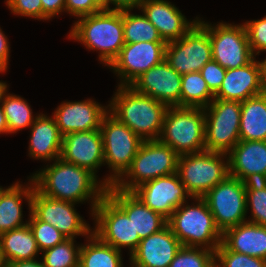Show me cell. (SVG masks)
Instances as JSON below:
<instances>
[{
	"mask_svg": "<svg viewBox=\"0 0 266 267\" xmlns=\"http://www.w3.org/2000/svg\"><path fill=\"white\" fill-rule=\"evenodd\" d=\"M96 226L92 230L102 242L121 251L128 247L130 255L140 243L139 235H135L132 221L127 214L105 194L91 214Z\"/></svg>",
	"mask_w": 266,
	"mask_h": 267,
	"instance_id": "7c38bea8",
	"label": "cell"
},
{
	"mask_svg": "<svg viewBox=\"0 0 266 267\" xmlns=\"http://www.w3.org/2000/svg\"><path fill=\"white\" fill-rule=\"evenodd\" d=\"M240 140L266 141V94L241 102Z\"/></svg>",
	"mask_w": 266,
	"mask_h": 267,
	"instance_id": "83f0119b",
	"label": "cell"
},
{
	"mask_svg": "<svg viewBox=\"0 0 266 267\" xmlns=\"http://www.w3.org/2000/svg\"><path fill=\"white\" fill-rule=\"evenodd\" d=\"M102 9L97 0H65V12L76 18L100 12Z\"/></svg>",
	"mask_w": 266,
	"mask_h": 267,
	"instance_id": "b9f144b4",
	"label": "cell"
},
{
	"mask_svg": "<svg viewBox=\"0 0 266 267\" xmlns=\"http://www.w3.org/2000/svg\"><path fill=\"white\" fill-rule=\"evenodd\" d=\"M263 64V78H264V93L266 94V58L262 61Z\"/></svg>",
	"mask_w": 266,
	"mask_h": 267,
	"instance_id": "681fc988",
	"label": "cell"
},
{
	"mask_svg": "<svg viewBox=\"0 0 266 267\" xmlns=\"http://www.w3.org/2000/svg\"><path fill=\"white\" fill-rule=\"evenodd\" d=\"M166 42L125 43L117 58L110 64L120 86H129L142 73L165 60Z\"/></svg>",
	"mask_w": 266,
	"mask_h": 267,
	"instance_id": "9a60e30c",
	"label": "cell"
},
{
	"mask_svg": "<svg viewBox=\"0 0 266 267\" xmlns=\"http://www.w3.org/2000/svg\"><path fill=\"white\" fill-rule=\"evenodd\" d=\"M6 188H3L2 186H0V196L2 194V192L5 190Z\"/></svg>",
	"mask_w": 266,
	"mask_h": 267,
	"instance_id": "db71d44e",
	"label": "cell"
},
{
	"mask_svg": "<svg viewBox=\"0 0 266 267\" xmlns=\"http://www.w3.org/2000/svg\"><path fill=\"white\" fill-rule=\"evenodd\" d=\"M29 185L23 186L19 182L6 188L0 196V235L13 229L23 227L24 223L22 201L23 197L28 202L29 211H31V201L34 190L33 179H29Z\"/></svg>",
	"mask_w": 266,
	"mask_h": 267,
	"instance_id": "4316f807",
	"label": "cell"
},
{
	"mask_svg": "<svg viewBox=\"0 0 266 267\" xmlns=\"http://www.w3.org/2000/svg\"><path fill=\"white\" fill-rule=\"evenodd\" d=\"M4 133L5 134L9 133V130H8V125H7L5 114L0 105V134H4Z\"/></svg>",
	"mask_w": 266,
	"mask_h": 267,
	"instance_id": "7dc6e473",
	"label": "cell"
},
{
	"mask_svg": "<svg viewBox=\"0 0 266 267\" xmlns=\"http://www.w3.org/2000/svg\"><path fill=\"white\" fill-rule=\"evenodd\" d=\"M227 155L207 150L179 155L177 173L191 197H203L229 175Z\"/></svg>",
	"mask_w": 266,
	"mask_h": 267,
	"instance_id": "ba28073f",
	"label": "cell"
},
{
	"mask_svg": "<svg viewBox=\"0 0 266 267\" xmlns=\"http://www.w3.org/2000/svg\"><path fill=\"white\" fill-rule=\"evenodd\" d=\"M35 188L43 195L52 199L73 203L91 200V213L101 198L106 194L107 187L89 170L57 158L32 176Z\"/></svg>",
	"mask_w": 266,
	"mask_h": 267,
	"instance_id": "6da1fadb",
	"label": "cell"
},
{
	"mask_svg": "<svg viewBox=\"0 0 266 267\" xmlns=\"http://www.w3.org/2000/svg\"><path fill=\"white\" fill-rule=\"evenodd\" d=\"M249 45L253 55H259L266 51V16L258 20H250L244 23Z\"/></svg>",
	"mask_w": 266,
	"mask_h": 267,
	"instance_id": "f35d334b",
	"label": "cell"
},
{
	"mask_svg": "<svg viewBox=\"0 0 266 267\" xmlns=\"http://www.w3.org/2000/svg\"><path fill=\"white\" fill-rule=\"evenodd\" d=\"M97 2L105 9V0H97Z\"/></svg>",
	"mask_w": 266,
	"mask_h": 267,
	"instance_id": "f5cc1de1",
	"label": "cell"
},
{
	"mask_svg": "<svg viewBox=\"0 0 266 267\" xmlns=\"http://www.w3.org/2000/svg\"><path fill=\"white\" fill-rule=\"evenodd\" d=\"M87 238L88 242L80 247L79 267H123L121 251L102 242L93 233Z\"/></svg>",
	"mask_w": 266,
	"mask_h": 267,
	"instance_id": "f546056e",
	"label": "cell"
},
{
	"mask_svg": "<svg viewBox=\"0 0 266 267\" xmlns=\"http://www.w3.org/2000/svg\"><path fill=\"white\" fill-rule=\"evenodd\" d=\"M182 247L180 241L166 225L159 232L142 240L130 255L132 267H169Z\"/></svg>",
	"mask_w": 266,
	"mask_h": 267,
	"instance_id": "7402d4cb",
	"label": "cell"
},
{
	"mask_svg": "<svg viewBox=\"0 0 266 267\" xmlns=\"http://www.w3.org/2000/svg\"><path fill=\"white\" fill-rule=\"evenodd\" d=\"M28 224L34 234L40 252L52 248L67 239L58 229L49 223L40 221L31 211Z\"/></svg>",
	"mask_w": 266,
	"mask_h": 267,
	"instance_id": "8d00e7d4",
	"label": "cell"
},
{
	"mask_svg": "<svg viewBox=\"0 0 266 267\" xmlns=\"http://www.w3.org/2000/svg\"><path fill=\"white\" fill-rule=\"evenodd\" d=\"M158 140L171 147L178 155L204 151V109L168 106Z\"/></svg>",
	"mask_w": 266,
	"mask_h": 267,
	"instance_id": "5b68a950",
	"label": "cell"
},
{
	"mask_svg": "<svg viewBox=\"0 0 266 267\" xmlns=\"http://www.w3.org/2000/svg\"><path fill=\"white\" fill-rule=\"evenodd\" d=\"M30 127L29 155L50 162L60 158L63 136L54 117L38 114Z\"/></svg>",
	"mask_w": 266,
	"mask_h": 267,
	"instance_id": "d4e9b609",
	"label": "cell"
},
{
	"mask_svg": "<svg viewBox=\"0 0 266 267\" xmlns=\"http://www.w3.org/2000/svg\"><path fill=\"white\" fill-rule=\"evenodd\" d=\"M139 10L155 26L166 43L184 36L198 21L196 17L189 22L174 4L166 0H143Z\"/></svg>",
	"mask_w": 266,
	"mask_h": 267,
	"instance_id": "603a6c76",
	"label": "cell"
},
{
	"mask_svg": "<svg viewBox=\"0 0 266 267\" xmlns=\"http://www.w3.org/2000/svg\"><path fill=\"white\" fill-rule=\"evenodd\" d=\"M106 194L127 214L140 240L159 232L167 225V219L147 207L133 192L117 189L114 185Z\"/></svg>",
	"mask_w": 266,
	"mask_h": 267,
	"instance_id": "cb8c5ba5",
	"label": "cell"
},
{
	"mask_svg": "<svg viewBox=\"0 0 266 267\" xmlns=\"http://www.w3.org/2000/svg\"><path fill=\"white\" fill-rule=\"evenodd\" d=\"M7 67L8 66L0 59V73L5 72Z\"/></svg>",
	"mask_w": 266,
	"mask_h": 267,
	"instance_id": "f907efd6",
	"label": "cell"
},
{
	"mask_svg": "<svg viewBox=\"0 0 266 267\" xmlns=\"http://www.w3.org/2000/svg\"><path fill=\"white\" fill-rule=\"evenodd\" d=\"M168 106L130 86L118 85L109 112L143 141L158 140Z\"/></svg>",
	"mask_w": 266,
	"mask_h": 267,
	"instance_id": "7a4b0ae2",
	"label": "cell"
},
{
	"mask_svg": "<svg viewBox=\"0 0 266 267\" xmlns=\"http://www.w3.org/2000/svg\"><path fill=\"white\" fill-rule=\"evenodd\" d=\"M182 75L177 73L166 60L142 73L129 86L136 92L165 103L179 106Z\"/></svg>",
	"mask_w": 266,
	"mask_h": 267,
	"instance_id": "e0dca14e",
	"label": "cell"
},
{
	"mask_svg": "<svg viewBox=\"0 0 266 267\" xmlns=\"http://www.w3.org/2000/svg\"><path fill=\"white\" fill-rule=\"evenodd\" d=\"M60 158L85 168L96 176L97 169L104 164V146L100 129L73 132L63 136Z\"/></svg>",
	"mask_w": 266,
	"mask_h": 267,
	"instance_id": "ac0fdd59",
	"label": "cell"
},
{
	"mask_svg": "<svg viewBox=\"0 0 266 267\" xmlns=\"http://www.w3.org/2000/svg\"><path fill=\"white\" fill-rule=\"evenodd\" d=\"M71 38L87 49L99 51V60L109 67L125 45L123 11L102 9L79 18L70 30Z\"/></svg>",
	"mask_w": 266,
	"mask_h": 267,
	"instance_id": "3957f363",
	"label": "cell"
},
{
	"mask_svg": "<svg viewBox=\"0 0 266 267\" xmlns=\"http://www.w3.org/2000/svg\"><path fill=\"white\" fill-rule=\"evenodd\" d=\"M178 158L179 155L171 147L159 140L143 141L132 164L114 186L132 192L152 179L174 174L177 172Z\"/></svg>",
	"mask_w": 266,
	"mask_h": 267,
	"instance_id": "8992f818",
	"label": "cell"
},
{
	"mask_svg": "<svg viewBox=\"0 0 266 267\" xmlns=\"http://www.w3.org/2000/svg\"><path fill=\"white\" fill-rule=\"evenodd\" d=\"M246 207L252 214L248 222L266 226V181L246 183Z\"/></svg>",
	"mask_w": 266,
	"mask_h": 267,
	"instance_id": "d590c367",
	"label": "cell"
},
{
	"mask_svg": "<svg viewBox=\"0 0 266 267\" xmlns=\"http://www.w3.org/2000/svg\"><path fill=\"white\" fill-rule=\"evenodd\" d=\"M6 87H8L7 84H6L5 82L0 81V96H1L2 91H3Z\"/></svg>",
	"mask_w": 266,
	"mask_h": 267,
	"instance_id": "816d5d0a",
	"label": "cell"
},
{
	"mask_svg": "<svg viewBox=\"0 0 266 267\" xmlns=\"http://www.w3.org/2000/svg\"><path fill=\"white\" fill-rule=\"evenodd\" d=\"M198 21L209 32L212 59L223 68H240L255 58L249 45L244 24L233 25L219 22L216 26H212L201 19Z\"/></svg>",
	"mask_w": 266,
	"mask_h": 267,
	"instance_id": "30bf717a",
	"label": "cell"
},
{
	"mask_svg": "<svg viewBox=\"0 0 266 267\" xmlns=\"http://www.w3.org/2000/svg\"><path fill=\"white\" fill-rule=\"evenodd\" d=\"M255 59L246 66L226 69L222 85L214 94L215 99L242 102L264 93L263 64Z\"/></svg>",
	"mask_w": 266,
	"mask_h": 267,
	"instance_id": "ffe728a7",
	"label": "cell"
},
{
	"mask_svg": "<svg viewBox=\"0 0 266 267\" xmlns=\"http://www.w3.org/2000/svg\"><path fill=\"white\" fill-rule=\"evenodd\" d=\"M222 243L230 251L266 260V226L240 223L222 233Z\"/></svg>",
	"mask_w": 266,
	"mask_h": 267,
	"instance_id": "484cf974",
	"label": "cell"
},
{
	"mask_svg": "<svg viewBox=\"0 0 266 267\" xmlns=\"http://www.w3.org/2000/svg\"><path fill=\"white\" fill-rule=\"evenodd\" d=\"M205 112V150L228 154L240 141L241 102L214 99Z\"/></svg>",
	"mask_w": 266,
	"mask_h": 267,
	"instance_id": "9c48e42d",
	"label": "cell"
},
{
	"mask_svg": "<svg viewBox=\"0 0 266 267\" xmlns=\"http://www.w3.org/2000/svg\"><path fill=\"white\" fill-rule=\"evenodd\" d=\"M42 20H49L65 11V0H41Z\"/></svg>",
	"mask_w": 266,
	"mask_h": 267,
	"instance_id": "7bdbcfd3",
	"label": "cell"
},
{
	"mask_svg": "<svg viewBox=\"0 0 266 267\" xmlns=\"http://www.w3.org/2000/svg\"><path fill=\"white\" fill-rule=\"evenodd\" d=\"M6 5L15 15L42 20L41 0H6Z\"/></svg>",
	"mask_w": 266,
	"mask_h": 267,
	"instance_id": "ab89813d",
	"label": "cell"
},
{
	"mask_svg": "<svg viewBox=\"0 0 266 267\" xmlns=\"http://www.w3.org/2000/svg\"><path fill=\"white\" fill-rule=\"evenodd\" d=\"M9 42L7 40V36L3 33L2 29L0 28V59L8 66L9 60Z\"/></svg>",
	"mask_w": 266,
	"mask_h": 267,
	"instance_id": "f6af8a7d",
	"label": "cell"
},
{
	"mask_svg": "<svg viewBox=\"0 0 266 267\" xmlns=\"http://www.w3.org/2000/svg\"><path fill=\"white\" fill-rule=\"evenodd\" d=\"M211 59L209 32L199 21L184 36L166 44L165 60L180 75L200 72Z\"/></svg>",
	"mask_w": 266,
	"mask_h": 267,
	"instance_id": "4fadbf2b",
	"label": "cell"
},
{
	"mask_svg": "<svg viewBox=\"0 0 266 267\" xmlns=\"http://www.w3.org/2000/svg\"><path fill=\"white\" fill-rule=\"evenodd\" d=\"M215 99L200 72L182 75L180 107L205 108Z\"/></svg>",
	"mask_w": 266,
	"mask_h": 267,
	"instance_id": "1f68e13d",
	"label": "cell"
},
{
	"mask_svg": "<svg viewBox=\"0 0 266 267\" xmlns=\"http://www.w3.org/2000/svg\"><path fill=\"white\" fill-rule=\"evenodd\" d=\"M202 198L222 233L247 221L246 183L240 179L228 175Z\"/></svg>",
	"mask_w": 266,
	"mask_h": 267,
	"instance_id": "8fae6325",
	"label": "cell"
},
{
	"mask_svg": "<svg viewBox=\"0 0 266 267\" xmlns=\"http://www.w3.org/2000/svg\"><path fill=\"white\" fill-rule=\"evenodd\" d=\"M147 207L168 219L175 209L182 205L188 197L185 185L178 173L158 177L148 181L132 191ZM187 198V199H186Z\"/></svg>",
	"mask_w": 266,
	"mask_h": 267,
	"instance_id": "2e32d148",
	"label": "cell"
},
{
	"mask_svg": "<svg viewBox=\"0 0 266 267\" xmlns=\"http://www.w3.org/2000/svg\"><path fill=\"white\" fill-rule=\"evenodd\" d=\"M123 34L125 43L165 42L155 26L143 15L123 11Z\"/></svg>",
	"mask_w": 266,
	"mask_h": 267,
	"instance_id": "d6a6232c",
	"label": "cell"
},
{
	"mask_svg": "<svg viewBox=\"0 0 266 267\" xmlns=\"http://www.w3.org/2000/svg\"><path fill=\"white\" fill-rule=\"evenodd\" d=\"M142 1L143 0H105V9L115 11L133 10L134 8L139 9ZM110 4H113L115 7L111 9Z\"/></svg>",
	"mask_w": 266,
	"mask_h": 267,
	"instance_id": "ee69618b",
	"label": "cell"
},
{
	"mask_svg": "<svg viewBox=\"0 0 266 267\" xmlns=\"http://www.w3.org/2000/svg\"><path fill=\"white\" fill-rule=\"evenodd\" d=\"M0 246L8 263L35 259L40 252L29 224L1 234Z\"/></svg>",
	"mask_w": 266,
	"mask_h": 267,
	"instance_id": "f1b7e54d",
	"label": "cell"
},
{
	"mask_svg": "<svg viewBox=\"0 0 266 267\" xmlns=\"http://www.w3.org/2000/svg\"><path fill=\"white\" fill-rule=\"evenodd\" d=\"M0 267H8V262L0 246Z\"/></svg>",
	"mask_w": 266,
	"mask_h": 267,
	"instance_id": "c3c4849f",
	"label": "cell"
},
{
	"mask_svg": "<svg viewBox=\"0 0 266 267\" xmlns=\"http://www.w3.org/2000/svg\"><path fill=\"white\" fill-rule=\"evenodd\" d=\"M109 112V105L102 106L96 101L63 102L52 115L59 128L60 134L65 136L73 132L92 131L100 129L104 116Z\"/></svg>",
	"mask_w": 266,
	"mask_h": 267,
	"instance_id": "d6986e66",
	"label": "cell"
},
{
	"mask_svg": "<svg viewBox=\"0 0 266 267\" xmlns=\"http://www.w3.org/2000/svg\"><path fill=\"white\" fill-rule=\"evenodd\" d=\"M74 243L75 239L67 238L58 245L42 251V263L44 266L79 267V253L81 245L77 246Z\"/></svg>",
	"mask_w": 266,
	"mask_h": 267,
	"instance_id": "836d02e7",
	"label": "cell"
},
{
	"mask_svg": "<svg viewBox=\"0 0 266 267\" xmlns=\"http://www.w3.org/2000/svg\"><path fill=\"white\" fill-rule=\"evenodd\" d=\"M36 259L13 261L8 263V267H45L44 264Z\"/></svg>",
	"mask_w": 266,
	"mask_h": 267,
	"instance_id": "bcb514c9",
	"label": "cell"
},
{
	"mask_svg": "<svg viewBox=\"0 0 266 267\" xmlns=\"http://www.w3.org/2000/svg\"><path fill=\"white\" fill-rule=\"evenodd\" d=\"M192 199L197 201L196 205L190 206L187 201L184 202L167 219V225L182 246L215 251L222 243V232L216 226L205 200L202 197Z\"/></svg>",
	"mask_w": 266,
	"mask_h": 267,
	"instance_id": "277c9868",
	"label": "cell"
},
{
	"mask_svg": "<svg viewBox=\"0 0 266 267\" xmlns=\"http://www.w3.org/2000/svg\"><path fill=\"white\" fill-rule=\"evenodd\" d=\"M100 131L104 146V165L107 164L113 173L102 181L108 188L130 167L143 140L110 112L104 116Z\"/></svg>",
	"mask_w": 266,
	"mask_h": 267,
	"instance_id": "52a82bcc",
	"label": "cell"
},
{
	"mask_svg": "<svg viewBox=\"0 0 266 267\" xmlns=\"http://www.w3.org/2000/svg\"><path fill=\"white\" fill-rule=\"evenodd\" d=\"M229 175L247 182L266 181V141L240 140L228 153Z\"/></svg>",
	"mask_w": 266,
	"mask_h": 267,
	"instance_id": "44dd1931",
	"label": "cell"
},
{
	"mask_svg": "<svg viewBox=\"0 0 266 267\" xmlns=\"http://www.w3.org/2000/svg\"><path fill=\"white\" fill-rule=\"evenodd\" d=\"M169 267H215V251L182 246Z\"/></svg>",
	"mask_w": 266,
	"mask_h": 267,
	"instance_id": "e575fe53",
	"label": "cell"
},
{
	"mask_svg": "<svg viewBox=\"0 0 266 267\" xmlns=\"http://www.w3.org/2000/svg\"><path fill=\"white\" fill-rule=\"evenodd\" d=\"M7 87L0 96V105L6 117L9 134L30 127L34 121L33 112L24 98L19 95L7 94Z\"/></svg>",
	"mask_w": 266,
	"mask_h": 267,
	"instance_id": "4dcf8cb0",
	"label": "cell"
},
{
	"mask_svg": "<svg viewBox=\"0 0 266 267\" xmlns=\"http://www.w3.org/2000/svg\"><path fill=\"white\" fill-rule=\"evenodd\" d=\"M215 267H266V260L230 251L221 243L215 250Z\"/></svg>",
	"mask_w": 266,
	"mask_h": 267,
	"instance_id": "74e56055",
	"label": "cell"
},
{
	"mask_svg": "<svg viewBox=\"0 0 266 267\" xmlns=\"http://www.w3.org/2000/svg\"><path fill=\"white\" fill-rule=\"evenodd\" d=\"M73 202L52 199L41 194L35 187L31 212L40 220L58 229L67 238L88 237L92 233L89 224L76 211ZM85 221V222H84Z\"/></svg>",
	"mask_w": 266,
	"mask_h": 267,
	"instance_id": "5bb4252c",
	"label": "cell"
},
{
	"mask_svg": "<svg viewBox=\"0 0 266 267\" xmlns=\"http://www.w3.org/2000/svg\"><path fill=\"white\" fill-rule=\"evenodd\" d=\"M200 73L209 89L215 94L225 78L226 68H223L218 62L211 59L202 67Z\"/></svg>",
	"mask_w": 266,
	"mask_h": 267,
	"instance_id": "60d3db41",
	"label": "cell"
}]
</instances>
